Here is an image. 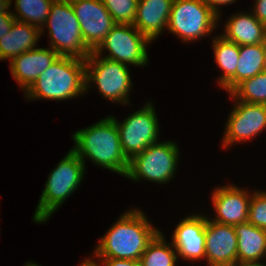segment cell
Wrapping results in <instances>:
<instances>
[{
	"label": "cell",
	"mask_w": 266,
	"mask_h": 266,
	"mask_svg": "<svg viewBox=\"0 0 266 266\" xmlns=\"http://www.w3.org/2000/svg\"><path fill=\"white\" fill-rule=\"evenodd\" d=\"M254 16L266 26V0H255L252 6Z\"/></svg>",
	"instance_id": "cell-30"
},
{
	"label": "cell",
	"mask_w": 266,
	"mask_h": 266,
	"mask_svg": "<svg viewBox=\"0 0 266 266\" xmlns=\"http://www.w3.org/2000/svg\"><path fill=\"white\" fill-rule=\"evenodd\" d=\"M264 71V43L239 46L236 74L222 87L230 93L242 81Z\"/></svg>",
	"instance_id": "cell-21"
},
{
	"label": "cell",
	"mask_w": 266,
	"mask_h": 266,
	"mask_svg": "<svg viewBox=\"0 0 266 266\" xmlns=\"http://www.w3.org/2000/svg\"><path fill=\"white\" fill-rule=\"evenodd\" d=\"M179 146L174 141H163L149 145L129 161L126 178L131 181L169 183L176 174L180 161Z\"/></svg>",
	"instance_id": "cell-7"
},
{
	"label": "cell",
	"mask_w": 266,
	"mask_h": 266,
	"mask_svg": "<svg viewBox=\"0 0 266 266\" xmlns=\"http://www.w3.org/2000/svg\"><path fill=\"white\" fill-rule=\"evenodd\" d=\"M59 56L51 47H38L13 58L9 65L18 87L25 92Z\"/></svg>",
	"instance_id": "cell-16"
},
{
	"label": "cell",
	"mask_w": 266,
	"mask_h": 266,
	"mask_svg": "<svg viewBox=\"0 0 266 266\" xmlns=\"http://www.w3.org/2000/svg\"><path fill=\"white\" fill-rule=\"evenodd\" d=\"M24 266H39V264L33 262H27Z\"/></svg>",
	"instance_id": "cell-36"
},
{
	"label": "cell",
	"mask_w": 266,
	"mask_h": 266,
	"mask_svg": "<svg viewBox=\"0 0 266 266\" xmlns=\"http://www.w3.org/2000/svg\"><path fill=\"white\" fill-rule=\"evenodd\" d=\"M236 266H266L265 264H253V265H248V264H237Z\"/></svg>",
	"instance_id": "cell-35"
},
{
	"label": "cell",
	"mask_w": 266,
	"mask_h": 266,
	"mask_svg": "<svg viewBox=\"0 0 266 266\" xmlns=\"http://www.w3.org/2000/svg\"><path fill=\"white\" fill-rule=\"evenodd\" d=\"M229 94L237 101L266 104V72L242 81Z\"/></svg>",
	"instance_id": "cell-25"
},
{
	"label": "cell",
	"mask_w": 266,
	"mask_h": 266,
	"mask_svg": "<svg viewBox=\"0 0 266 266\" xmlns=\"http://www.w3.org/2000/svg\"><path fill=\"white\" fill-rule=\"evenodd\" d=\"M115 24L133 25L138 0H102Z\"/></svg>",
	"instance_id": "cell-26"
},
{
	"label": "cell",
	"mask_w": 266,
	"mask_h": 266,
	"mask_svg": "<svg viewBox=\"0 0 266 266\" xmlns=\"http://www.w3.org/2000/svg\"><path fill=\"white\" fill-rule=\"evenodd\" d=\"M219 17L202 0H174L167 30L191 43L216 30Z\"/></svg>",
	"instance_id": "cell-8"
},
{
	"label": "cell",
	"mask_w": 266,
	"mask_h": 266,
	"mask_svg": "<svg viewBox=\"0 0 266 266\" xmlns=\"http://www.w3.org/2000/svg\"><path fill=\"white\" fill-rule=\"evenodd\" d=\"M248 223L266 230V192L253 190L249 204Z\"/></svg>",
	"instance_id": "cell-27"
},
{
	"label": "cell",
	"mask_w": 266,
	"mask_h": 266,
	"mask_svg": "<svg viewBox=\"0 0 266 266\" xmlns=\"http://www.w3.org/2000/svg\"><path fill=\"white\" fill-rule=\"evenodd\" d=\"M15 21L12 13H0V39L8 34Z\"/></svg>",
	"instance_id": "cell-28"
},
{
	"label": "cell",
	"mask_w": 266,
	"mask_h": 266,
	"mask_svg": "<svg viewBox=\"0 0 266 266\" xmlns=\"http://www.w3.org/2000/svg\"><path fill=\"white\" fill-rule=\"evenodd\" d=\"M99 266H140L139 261L126 260V259H98Z\"/></svg>",
	"instance_id": "cell-29"
},
{
	"label": "cell",
	"mask_w": 266,
	"mask_h": 266,
	"mask_svg": "<svg viewBox=\"0 0 266 266\" xmlns=\"http://www.w3.org/2000/svg\"><path fill=\"white\" fill-rule=\"evenodd\" d=\"M84 261H82V263H80L79 266H99V263H97L96 261H93L92 258H86L83 259Z\"/></svg>",
	"instance_id": "cell-33"
},
{
	"label": "cell",
	"mask_w": 266,
	"mask_h": 266,
	"mask_svg": "<svg viewBox=\"0 0 266 266\" xmlns=\"http://www.w3.org/2000/svg\"><path fill=\"white\" fill-rule=\"evenodd\" d=\"M72 140L75 145L71 149L84 164L88 159L100 168L126 176L129 160L124 155L119 130L111 115L77 130L73 133Z\"/></svg>",
	"instance_id": "cell-2"
},
{
	"label": "cell",
	"mask_w": 266,
	"mask_h": 266,
	"mask_svg": "<svg viewBox=\"0 0 266 266\" xmlns=\"http://www.w3.org/2000/svg\"><path fill=\"white\" fill-rule=\"evenodd\" d=\"M171 237V244L176 249L178 258L187 262L205 259L206 216L191 214L180 220Z\"/></svg>",
	"instance_id": "cell-15"
},
{
	"label": "cell",
	"mask_w": 266,
	"mask_h": 266,
	"mask_svg": "<svg viewBox=\"0 0 266 266\" xmlns=\"http://www.w3.org/2000/svg\"><path fill=\"white\" fill-rule=\"evenodd\" d=\"M159 231L148 243L139 260L140 266H176L178 254L171 242Z\"/></svg>",
	"instance_id": "cell-23"
},
{
	"label": "cell",
	"mask_w": 266,
	"mask_h": 266,
	"mask_svg": "<svg viewBox=\"0 0 266 266\" xmlns=\"http://www.w3.org/2000/svg\"><path fill=\"white\" fill-rule=\"evenodd\" d=\"M85 81L84 59L59 56L24 92V97L28 101L40 98L56 101L78 98L86 93Z\"/></svg>",
	"instance_id": "cell-3"
},
{
	"label": "cell",
	"mask_w": 266,
	"mask_h": 266,
	"mask_svg": "<svg viewBox=\"0 0 266 266\" xmlns=\"http://www.w3.org/2000/svg\"><path fill=\"white\" fill-rule=\"evenodd\" d=\"M145 213L131 208L120 215L94 248L93 261L98 259H126L139 261L148 243L159 232L150 224Z\"/></svg>",
	"instance_id": "cell-1"
},
{
	"label": "cell",
	"mask_w": 266,
	"mask_h": 266,
	"mask_svg": "<svg viewBox=\"0 0 266 266\" xmlns=\"http://www.w3.org/2000/svg\"><path fill=\"white\" fill-rule=\"evenodd\" d=\"M232 111L225 125L222 148H229L235 143L251 141L266 129V104L247 103L235 100Z\"/></svg>",
	"instance_id": "cell-11"
},
{
	"label": "cell",
	"mask_w": 266,
	"mask_h": 266,
	"mask_svg": "<svg viewBox=\"0 0 266 266\" xmlns=\"http://www.w3.org/2000/svg\"><path fill=\"white\" fill-rule=\"evenodd\" d=\"M264 71L266 72V40L264 42Z\"/></svg>",
	"instance_id": "cell-34"
},
{
	"label": "cell",
	"mask_w": 266,
	"mask_h": 266,
	"mask_svg": "<svg viewBox=\"0 0 266 266\" xmlns=\"http://www.w3.org/2000/svg\"><path fill=\"white\" fill-rule=\"evenodd\" d=\"M48 27L49 47L60 56L86 59L91 51L86 47L78 19L69 0H54L41 36ZM43 32V33H42Z\"/></svg>",
	"instance_id": "cell-5"
},
{
	"label": "cell",
	"mask_w": 266,
	"mask_h": 266,
	"mask_svg": "<svg viewBox=\"0 0 266 266\" xmlns=\"http://www.w3.org/2000/svg\"><path fill=\"white\" fill-rule=\"evenodd\" d=\"M218 17H220V7L232 4L237 0H202Z\"/></svg>",
	"instance_id": "cell-31"
},
{
	"label": "cell",
	"mask_w": 266,
	"mask_h": 266,
	"mask_svg": "<svg viewBox=\"0 0 266 266\" xmlns=\"http://www.w3.org/2000/svg\"><path fill=\"white\" fill-rule=\"evenodd\" d=\"M78 19L86 47L95 51L115 22L102 0H69Z\"/></svg>",
	"instance_id": "cell-12"
},
{
	"label": "cell",
	"mask_w": 266,
	"mask_h": 266,
	"mask_svg": "<svg viewBox=\"0 0 266 266\" xmlns=\"http://www.w3.org/2000/svg\"><path fill=\"white\" fill-rule=\"evenodd\" d=\"M212 40L214 60L218 67L223 70L218 78V85L223 87L236 74L239 45L227 40L220 34L216 35Z\"/></svg>",
	"instance_id": "cell-22"
},
{
	"label": "cell",
	"mask_w": 266,
	"mask_h": 266,
	"mask_svg": "<svg viewBox=\"0 0 266 266\" xmlns=\"http://www.w3.org/2000/svg\"><path fill=\"white\" fill-rule=\"evenodd\" d=\"M224 33L220 34L237 45H255L266 40V26L253 12L232 14L224 25Z\"/></svg>",
	"instance_id": "cell-18"
},
{
	"label": "cell",
	"mask_w": 266,
	"mask_h": 266,
	"mask_svg": "<svg viewBox=\"0 0 266 266\" xmlns=\"http://www.w3.org/2000/svg\"><path fill=\"white\" fill-rule=\"evenodd\" d=\"M112 117L119 130L122 150L129 161L149 145L159 142V121L151 101L122 122Z\"/></svg>",
	"instance_id": "cell-9"
},
{
	"label": "cell",
	"mask_w": 266,
	"mask_h": 266,
	"mask_svg": "<svg viewBox=\"0 0 266 266\" xmlns=\"http://www.w3.org/2000/svg\"><path fill=\"white\" fill-rule=\"evenodd\" d=\"M152 43L140 33L134 25L115 24L103 42L93 51L102 55L108 51L107 59L118 61L129 66H145L149 62L147 46Z\"/></svg>",
	"instance_id": "cell-10"
},
{
	"label": "cell",
	"mask_w": 266,
	"mask_h": 266,
	"mask_svg": "<svg viewBox=\"0 0 266 266\" xmlns=\"http://www.w3.org/2000/svg\"><path fill=\"white\" fill-rule=\"evenodd\" d=\"M251 197L252 193L235 184L218 186L211 194L216 213L212 221L230 226L246 223Z\"/></svg>",
	"instance_id": "cell-14"
},
{
	"label": "cell",
	"mask_w": 266,
	"mask_h": 266,
	"mask_svg": "<svg viewBox=\"0 0 266 266\" xmlns=\"http://www.w3.org/2000/svg\"><path fill=\"white\" fill-rule=\"evenodd\" d=\"M234 228L238 240L237 264H264L266 230L248 222L237 224Z\"/></svg>",
	"instance_id": "cell-19"
},
{
	"label": "cell",
	"mask_w": 266,
	"mask_h": 266,
	"mask_svg": "<svg viewBox=\"0 0 266 266\" xmlns=\"http://www.w3.org/2000/svg\"><path fill=\"white\" fill-rule=\"evenodd\" d=\"M103 55L91 52L85 59L86 92L91 87L90 83H93L106 100L129 105L133 85L128 66Z\"/></svg>",
	"instance_id": "cell-6"
},
{
	"label": "cell",
	"mask_w": 266,
	"mask_h": 266,
	"mask_svg": "<svg viewBox=\"0 0 266 266\" xmlns=\"http://www.w3.org/2000/svg\"><path fill=\"white\" fill-rule=\"evenodd\" d=\"M54 0H15L12 15L16 21L38 27L40 30L46 23ZM18 13V14H17Z\"/></svg>",
	"instance_id": "cell-24"
},
{
	"label": "cell",
	"mask_w": 266,
	"mask_h": 266,
	"mask_svg": "<svg viewBox=\"0 0 266 266\" xmlns=\"http://www.w3.org/2000/svg\"><path fill=\"white\" fill-rule=\"evenodd\" d=\"M174 0H138L133 25L151 42L167 29Z\"/></svg>",
	"instance_id": "cell-17"
},
{
	"label": "cell",
	"mask_w": 266,
	"mask_h": 266,
	"mask_svg": "<svg viewBox=\"0 0 266 266\" xmlns=\"http://www.w3.org/2000/svg\"><path fill=\"white\" fill-rule=\"evenodd\" d=\"M41 30L33 25L15 21L6 36L0 39V60L11 61L20 54L37 48Z\"/></svg>",
	"instance_id": "cell-20"
},
{
	"label": "cell",
	"mask_w": 266,
	"mask_h": 266,
	"mask_svg": "<svg viewBox=\"0 0 266 266\" xmlns=\"http://www.w3.org/2000/svg\"><path fill=\"white\" fill-rule=\"evenodd\" d=\"M86 166L80 157L70 149L47 177L44 189L36 205L33 221L42 223L72 195L85 176Z\"/></svg>",
	"instance_id": "cell-4"
},
{
	"label": "cell",
	"mask_w": 266,
	"mask_h": 266,
	"mask_svg": "<svg viewBox=\"0 0 266 266\" xmlns=\"http://www.w3.org/2000/svg\"><path fill=\"white\" fill-rule=\"evenodd\" d=\"M13 0H0V13H12L10 7Z\"/></svg>",
	"instance_id": "cell-32"
},
{
	"label": "cell",
	"mask_w": 266,
	"mask_h": 266,
	"mask_svg": "<svg viewBox=\"0 0 266 266\" xmlns=\"http://www.w3.org/2000/svg\"><path fill=\"white\" fill-rule=\"evenodd\" d=\"M237 250L234 226L214 222L206 216L205 261L208 266H236Z\"/></svg>",
	"instance_id": "cell-13"
}]
</instances>
